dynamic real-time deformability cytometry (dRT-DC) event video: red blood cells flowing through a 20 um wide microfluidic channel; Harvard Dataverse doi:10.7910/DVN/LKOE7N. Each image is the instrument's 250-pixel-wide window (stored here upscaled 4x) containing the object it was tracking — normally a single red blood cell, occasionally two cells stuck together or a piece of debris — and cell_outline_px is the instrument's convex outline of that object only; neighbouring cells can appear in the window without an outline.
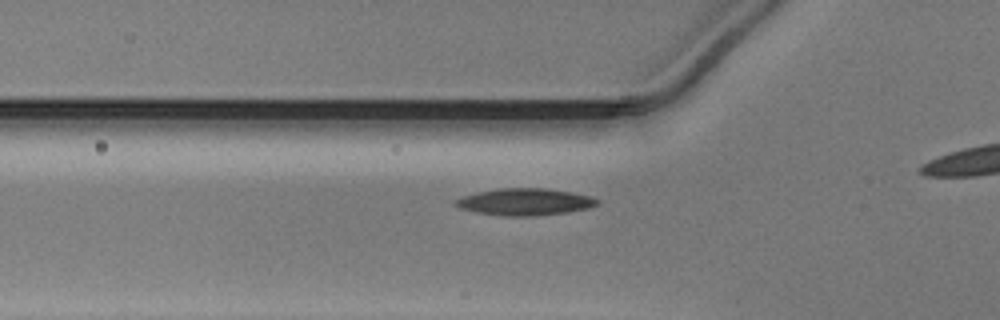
{"species": "Egyptian fruit bat (a non-hibernating species)", "species_latin": "Rousettus aegyptiacus", "temperature_condition": "warm", "stored_images_in_passage": 38, "camera_frame_rate_fps": 3000, "um_per_image_px": 0.085, "animal": {"sex": "male"}, "frame": {"image": 1, "passage_image": 13, "time_ms": 4.0, "image_size_px": [1000, 320], "cell_outline_px": [[600, 204], [588, 208], [568, 212], [532, 216], [500, 216], [476, 212], [460, 208], [452, 204], [452, 200], [476, 192], [500, 188], [544, 188], [572, 192], [592, 196], [600, 200]], "centroid_in_image_um": [44.61, 17.16], "position_along_channel_um": 81.2, "area_um2": 22.48}}
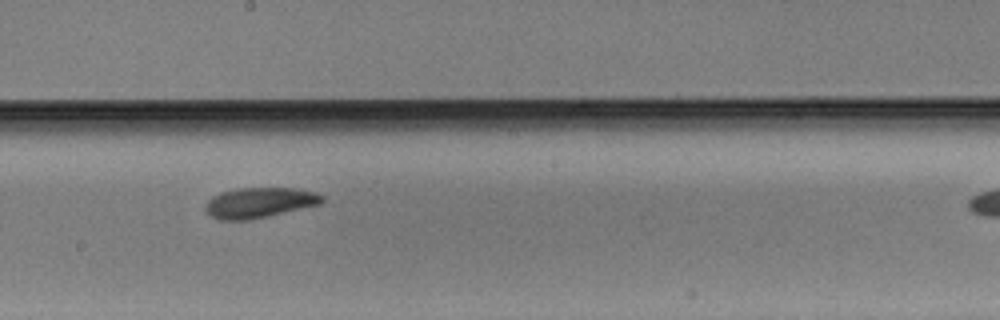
{"frame": {"image": 2, "passage_image": 24, "time_ms": 7.667, "image_size_px": [1000, 320], "cell_outline_px": [[324, 200], [320, 204], [268, 216], [248, 220], [220, 220], [212, 216], [204, 208], [208, 200], [212, 196], [220, 192], [236, 188], [296, 188], [316, 192], [324, 196]], "centroid_in_image_um": [22.05, 17.21], "position_along_channel_um": 226.1, "area_um2": 20.63}}
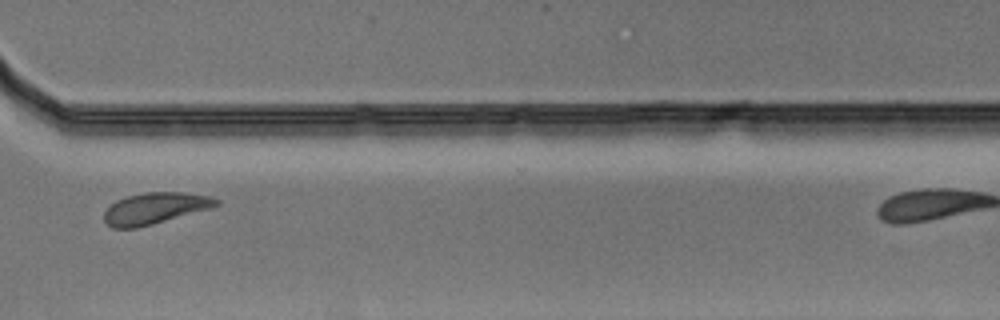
{"frame": {"image": 3, "passage_image": 34, "time_ms": 11.0, "image_size_px": [1000, 320], "cell_outline_px": [[220, 204], [212, 208], [152, 224], [136, 228], [112, 228], [104, 220], [104, 212], [116, 200], [128, 196], [144, 192], [184, 192], [212, 196], [220, 200]], "centroid_in_image_um": [13.21, 17.69], "position_along_channel_um": 357.4, "area_um2": 20.52}}